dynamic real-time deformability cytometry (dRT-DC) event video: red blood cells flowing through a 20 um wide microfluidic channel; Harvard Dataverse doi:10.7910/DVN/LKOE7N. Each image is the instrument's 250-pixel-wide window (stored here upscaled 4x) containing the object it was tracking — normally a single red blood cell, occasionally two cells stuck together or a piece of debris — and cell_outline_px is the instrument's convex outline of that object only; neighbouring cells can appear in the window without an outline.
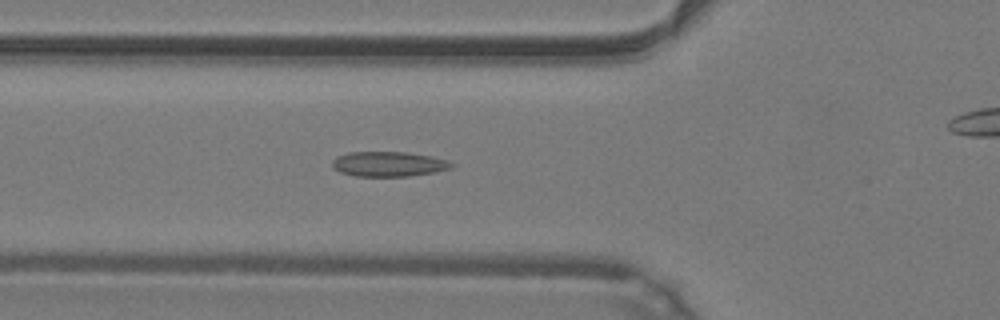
{"species": "common noctule bat (a hibernating species)", "species_latin": "Nyctalus noctula", "temperature_condition": "warm", "stored_images_in_passage": 50, "camera_frame_rate_fps": 3000, "um_per_image_px": 0.085, "animal": {"sex": "male", "body_mass_g": 19.2, "forearm_length_mm": 51.8}, "frame": {"image": 1, "passage_image": 18, "time_ms": 5.667, "image_size_px": [1000, 320], "cell_outline_px": [[456, 164], [452, 168], [436, 172], [408, 176], [356, 176], [340, 172], [332, 164], [332, 160], [336, 156], [348, 152], [408, 152], [432, 156], [448, 160]], "centroid_in_image_um": [33.08, 13.93], "position_along_channel_um": 92.7, "area_um2": 17.46}}
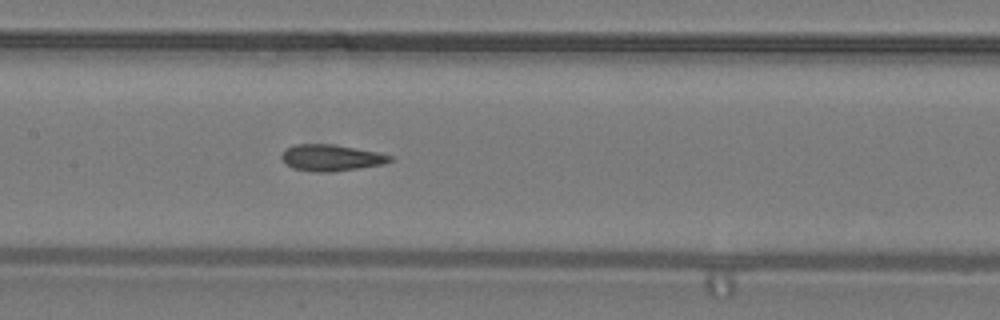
{"frame": {"image": 2, "passage_image": 24, "time_ms": 7.667, "image_size_px": [1000, 320], "cell_outline_px": [[392, 160], [384, 164], [360, 168], [328, 172], [320, 172], [292, 168], [280, 156], [284, 148], [296, 144], [332, 144], [356, 148], [376, 152], [392, 156]], "centroid_in_image_um": [28.13, 13.4], "position_along_channel_um": 179.3, "area_um2": 16.53}}
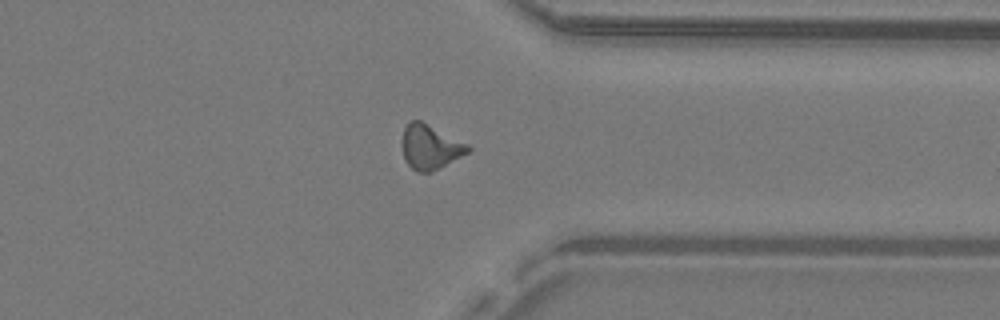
{"frame": {"image": 3, "passage_image": 38, "time_ms": 12.333, "image_size_px": [1000, 320], "cell_outline_px": [[472, 148], [468, 152], [432, 172], [416, 172], [404, 160], [400, 144], [404, 128], [408, 120], [420, 120], [468, 144]], "centroid_in_image_um": [36.51, 12.48], "position_along_channel_um": 374.9, "area_um2": 17.22}, "authors_computed_cell_mechanics": {"area_um2": 16.5308, "velocity_mm_per_s": 4.2862, "shape_relaxation_time_tau1_ms": null, "shape_relaxation_time_tau2_ms": 3.1115, "deformation_change_tau1": null, "deformation_change_tau2": 0.0821}}